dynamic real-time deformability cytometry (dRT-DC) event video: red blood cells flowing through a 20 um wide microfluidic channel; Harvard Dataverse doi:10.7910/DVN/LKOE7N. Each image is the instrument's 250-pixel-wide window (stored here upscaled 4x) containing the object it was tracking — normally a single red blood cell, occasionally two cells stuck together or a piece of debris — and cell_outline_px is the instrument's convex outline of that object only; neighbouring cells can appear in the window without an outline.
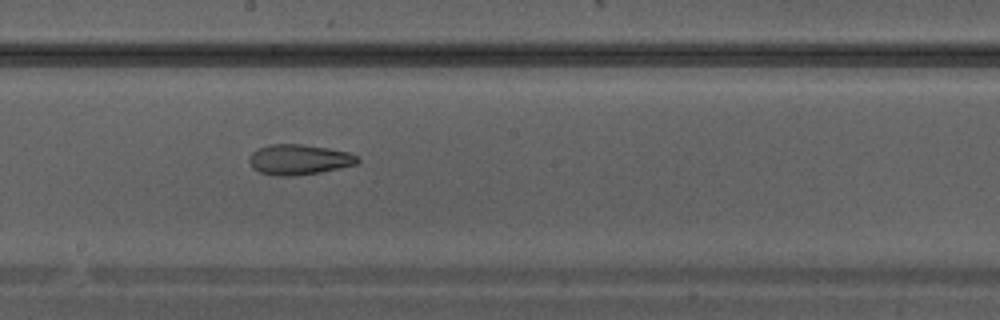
{"species": "Egyptian fruit bat (a non-hibernating species)", "species_latin": "Rousettus aegyptiacus", "temperature_condition": "warm", "stored_images_in_passage": 23, "camera_frame_rate_fps": 3000, "um_per_image_px": 0.085, "animal": {"sex": "male"}, "frame": {"image": 1, "passage_image": 10, "time_ms": 3.0, "image_size_px": [1000, 320], "cell_outline_px": [[360, 160], [356, 164], [320, 172], [288, 176], [276, 176], [260, 172], [252, 168], [248, 160], [248, 156], [256, 148], [268, 144], [300, 144], [328, 148], [348, 152], [356, 156]], "centroid_in_image_um": [25.35, 13.55], "position_along_channel_um": 222.9, "area_um2": 19.13}}